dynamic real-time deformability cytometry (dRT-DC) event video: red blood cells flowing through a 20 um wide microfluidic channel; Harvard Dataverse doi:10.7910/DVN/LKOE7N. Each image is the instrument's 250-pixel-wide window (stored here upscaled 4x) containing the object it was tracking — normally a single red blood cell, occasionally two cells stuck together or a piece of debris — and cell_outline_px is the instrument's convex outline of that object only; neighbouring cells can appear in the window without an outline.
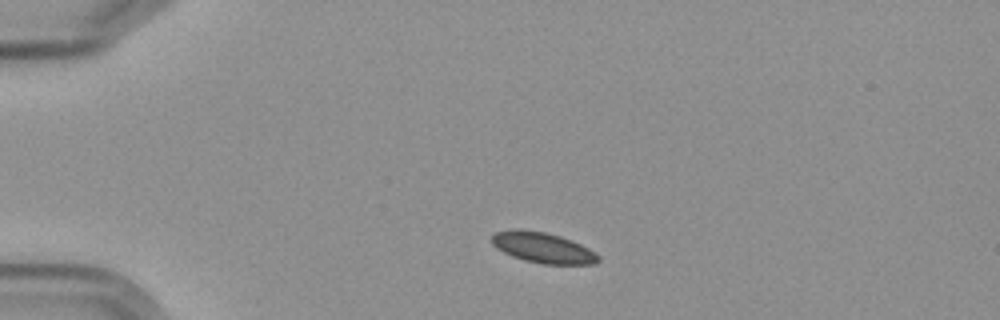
{"species": "Egyptian fruit bat (a non-hibernating species)", "species_latin": "Rousettus aegyptiacus", "temperature_condition": "cold", "stored_images_in_passage": 5, "camera_frame_rate_fps": 3000, "um_per_image_px": 0.085, "frame": {"image": 1, "passage_image": 1, "time_ms": 0.0, "image_size_px": [1000, 320], "cell_outline_px": [[600, 260], [596, 264], [544, 264], [524, 260], [512, 256], [496, 248], [492, 244], [492, 236], [496, 232], [512, 228], [520, 228], [544, 232], [560, 236], [572, 240], [588, 248], [600, 256]], "centroid_in_image_um": [46.14, 21.04], "position_along_channel_um": 38.9, "area_um2": 19.07}}
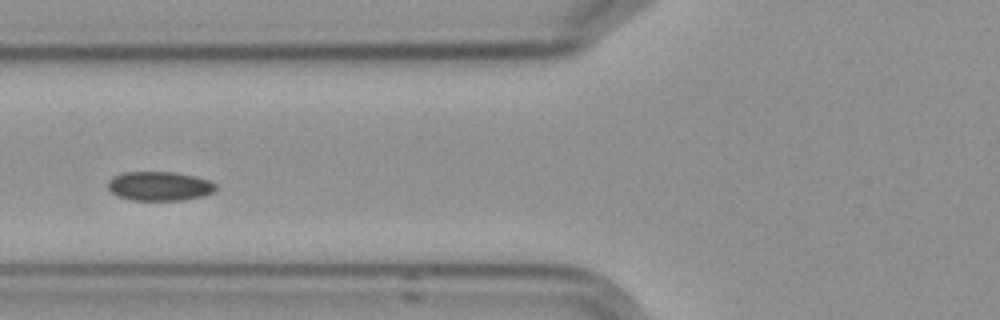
{"frame": {"image": 2, "passage_image": 4, "time_ms": 3.333, "image_size_px": [1000, 320], "cell_outline_px": [[216, 188], [212, 192], [204, 196], [184, 200], [132, 200], [116, 196], [108, 188], [108, 180], [112, 176], [124, 172], [172, 172], [196, 176], [208, 180], [216, 184]], "centroid_in_image_um": [13.54, 15.82], "position_along_channel_um": 112.3, "area_um2": 18.44}}
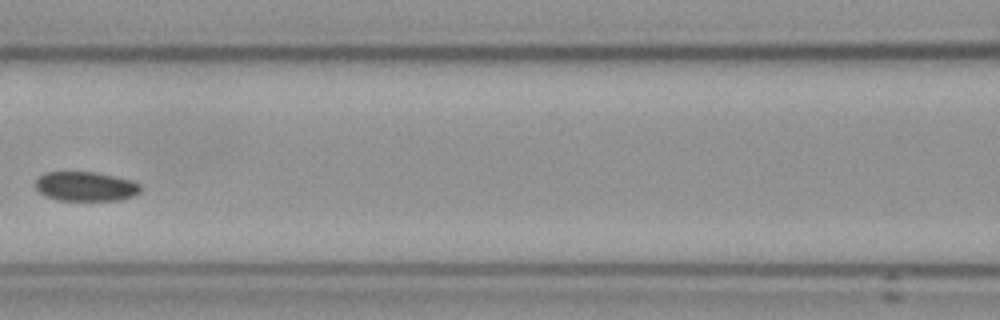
{"frame": {"image": 3, "passage_image": 5, "time_ms": 4.667, "image_size_px": [1000, 320], "cell_outline_px": [[144, 188], [136, 196], [120, 200], [60, 200], [44, 196], [36, 188], [36, 180], [44, 172], [96, 172], [132, 180], [140, 184]], "centroid_in_image_um": [7.34, 15.85], "position_along_channel_um": 159.3, "area_um2": 18.21}}